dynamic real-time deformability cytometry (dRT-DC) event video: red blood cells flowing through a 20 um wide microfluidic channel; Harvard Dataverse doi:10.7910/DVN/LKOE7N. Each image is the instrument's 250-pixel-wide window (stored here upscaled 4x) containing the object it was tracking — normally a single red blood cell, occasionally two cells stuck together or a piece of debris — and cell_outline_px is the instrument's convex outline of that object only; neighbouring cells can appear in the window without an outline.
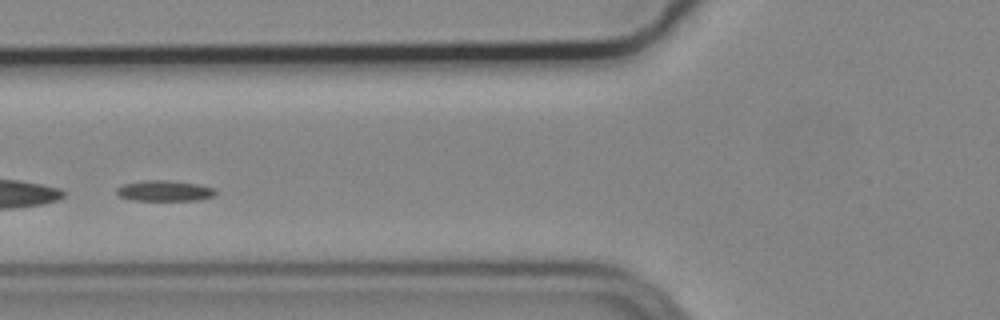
{"species": "common noctule bat (a hibernating species)", "species_latin": "Nyctalus noctula", "temperature_condition": "cold", "stored_images_in_passage": 40, "segment_of_instrument_passage": [2, 2], "camera_frame_rate_fps": 3000, "um_per_image_px": 0.085, "animal": {"sex": "male", "body_mass_g": 19.2, "forearm_length_mm": 51.8}, "frame": {"image": 1, "passage_image": 13, "time_ms": 4.0, "image_size_px": [1000, 320], "cell_outline_px": [[216, 192], [212, 196], [196, 200], [132, 200], [120, 196], [116, 192], [116, 188], [124, 184], [144, 180], [168, 180], [196, 184], [216, 188]], "centroid_in_image_um": [13.97, 16.21], "position_along_channel_um": 111.8, "area_um2": 11.79}}
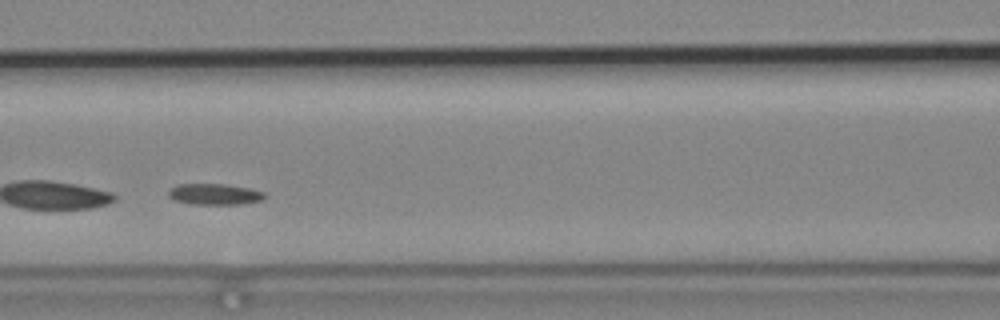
{"frame": {"image": 2, "passage_image": 16, "time_ms": 5.0, "image_size_px": [1000, 320], "cell_outline_px": [[268, 196], [260, 200], [240, 204], [188, 204], [176, 200], [168, 196], [168, 192], [172, 188], [180, 184], [224, 184], [248, 188], [264, 192]], "centroid_in_image_um": [18.25, 16.51], "position_along_channel_um": 148.4, "area_um2": 11.68}}